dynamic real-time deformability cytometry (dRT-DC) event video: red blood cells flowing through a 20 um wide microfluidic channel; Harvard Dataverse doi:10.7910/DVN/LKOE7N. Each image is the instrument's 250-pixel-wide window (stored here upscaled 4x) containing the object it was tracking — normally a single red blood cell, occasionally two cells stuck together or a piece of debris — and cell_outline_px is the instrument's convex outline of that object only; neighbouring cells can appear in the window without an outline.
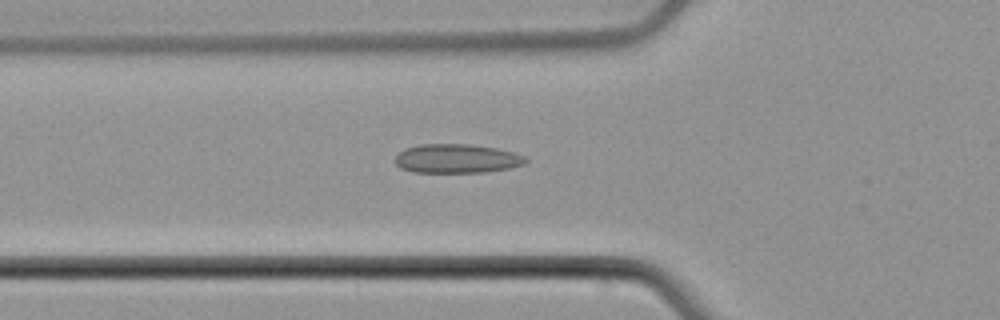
{"species": "common noctule bat (a hibernating species)", "species_latin": "Nyctalus noctula", "temperature_condition": "cold", "stored_images_in_passage": 48, "camera_frame_rate_fps": 3000, "um_per_image_px": 0.085, "animal": {"sex": "male", "body_mass_g": 21.5, "forearm_length_mm": 52.0}, "frame": {"image": 1, "passage_image": 13, "time_ms": 4.0, "image_size_px": [1000, 320], "cell_outline_px": [[528, 160], [524, 164], [508, 168], [484, 172], [412, 172], [400, 168], [396, 164], [396, 156], [404, 148], [420, 144], [468, 144], [496, 148], [512, 152], [524, 156]], "centroid_in_image_um": [38.8, 13.48], "position_along_channel_um": 87.0, "area_um2": 21.96}}
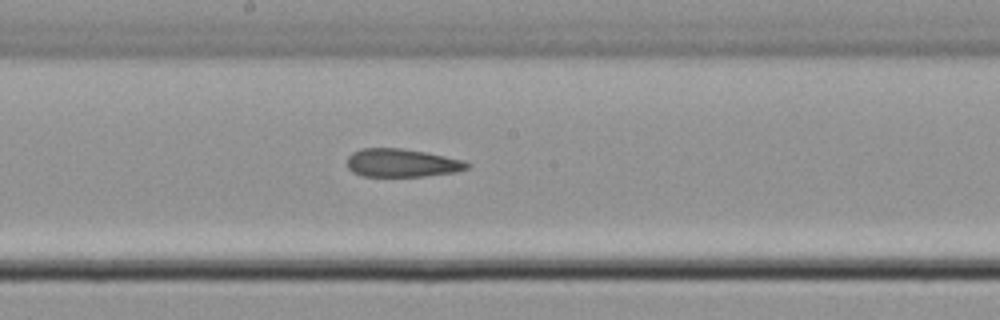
{"frame": {"image": 2, "passage_image": 23, "time_ms": 7.333, "image_size_px": [1000, 320], "cell_outline_px": [[472, 164], [468, 168], [456, 172], [424, 176], [364, 176], [352, 172], [348, 168], [348, 156], [352, 152], [360, 148], [400, 148], [424, 152], [464, 160]], "centroid_in_image_um": [34.16, 13.85], "position_along_channel_um": 214.0, "area_um2": 19.71}}
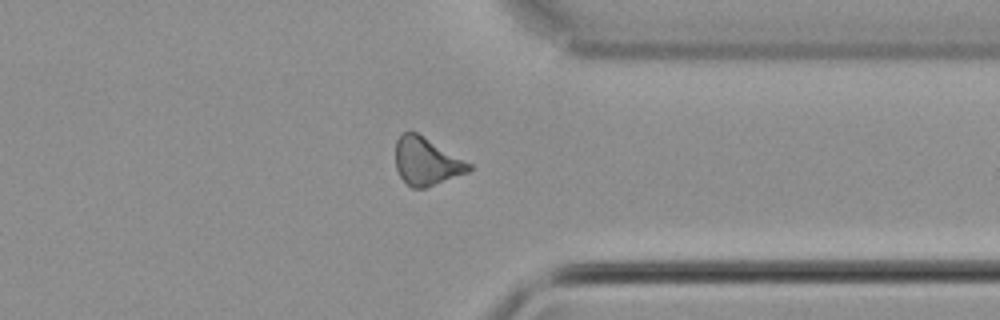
{"frame": {"image": 3, "passage_image": 36, "time_ms": 11.667, "image_size_px": [1000, 320], "cell_outline_px": [[476, 168], [468, 172], [424, 188], [412, 188], [400, 176], [396, 168], [396, 140], [400, 132], [416, 132], [472, 164]], "centroid_in_image_um": [36.25, 13.71], "position_along_channel_um": 375.1, "area_um2": 20.23}, "authors_computed_cell_mechanics": {"area_um2": 20.4323, "velocity_mm_per_s": 3.8009, "shape_relaxation_time_tau1_ms": null, "shape_relaxation_time_tau2_ms": 5.3334, "deformation_change_tau1": null, "deformation_change_tau2": 0.1422}}